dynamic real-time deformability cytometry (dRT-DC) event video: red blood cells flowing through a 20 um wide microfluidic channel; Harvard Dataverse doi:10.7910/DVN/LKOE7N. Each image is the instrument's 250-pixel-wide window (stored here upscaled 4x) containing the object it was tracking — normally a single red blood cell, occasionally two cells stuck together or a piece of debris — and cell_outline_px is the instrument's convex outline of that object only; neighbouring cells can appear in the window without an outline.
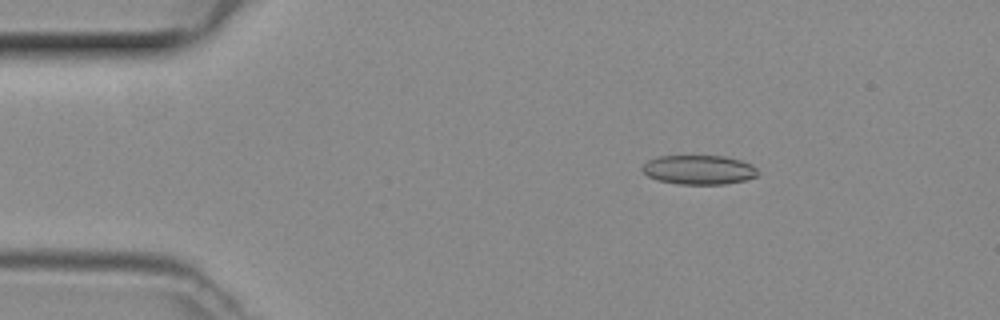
{"species": "common noctule bat (a hibernating species)", "species_latin": "Nyctalus noctula", "temperature_condition": "room temperature", "stored_images_in_passage": 48, "camera_frame_rate_fps": 3000, "um_per_image_px": 0.085, "animal": {"sex": "female", "body_mass_g": 29.2, "forearm_length_mm": 56.3}, "frame": {"image": 1, "passage_image": 8, "time_ms": 2.333, "image_size_px": [1000, 320], "cell_outline_px": [[760, 172], [756, 176], [744, 180], [724, 184], [676, 184], [656, 180], [648, 176], [640, 168], [648, 160], [660, 156], [724, 156], [740, 160], [752, 164]], "centroid_in_image_um": [59.4, 14.43], "position_along_channel_um": 25.6, "area_um2": 19.77}}
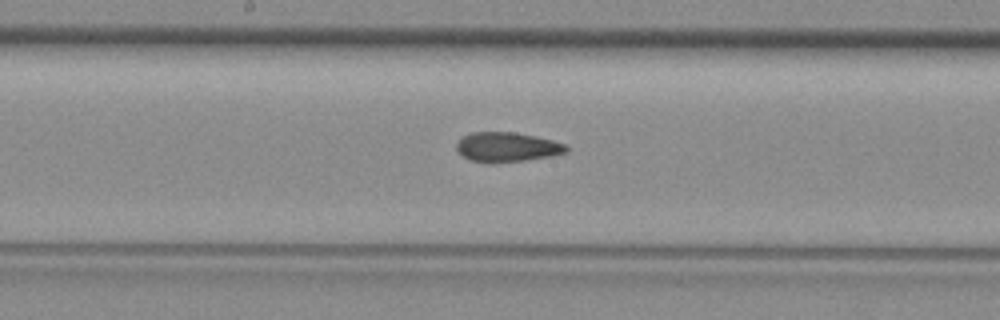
{"frame": {"image": 2, "passage_image": 25, "time_ms": 8.0, "image_size_px": [1000, 320], "cell_outline_px": [[568, 152], [552, 156], [524, 160], [492, 164], [468, 160], [456, 152], [456, 144], [464, 136], [472, 132], [512, 132], [536, 136], [568, 144]], "centroid_in_image_um": [43.09, 12.52], "position_along_channel_um": 205.1, "area_um2": 19.25}}
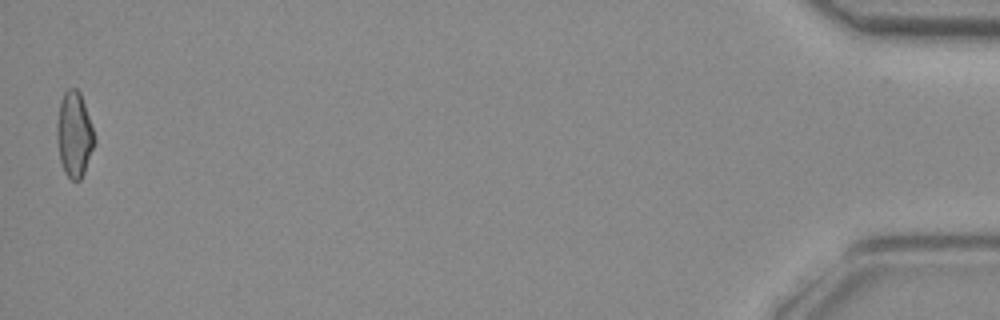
{"frame": {"image": 3, "passage_image": 48, "time_ms": 15.667, "image_size_px": [1000, 320], "cell_outline_px": [[96, 144], [84, 172], [80, 180], [72, 180], [64, 172], [60, 160], [56, 140], [56, 124], [60, 100], [64, 92], [68, 88], [76, 88], [80, 92], [96, 140]], "centroid_in_image_um": [6.3, 11.43], "position_along_channel_um": 428.9, "area_um2": 18.79}}